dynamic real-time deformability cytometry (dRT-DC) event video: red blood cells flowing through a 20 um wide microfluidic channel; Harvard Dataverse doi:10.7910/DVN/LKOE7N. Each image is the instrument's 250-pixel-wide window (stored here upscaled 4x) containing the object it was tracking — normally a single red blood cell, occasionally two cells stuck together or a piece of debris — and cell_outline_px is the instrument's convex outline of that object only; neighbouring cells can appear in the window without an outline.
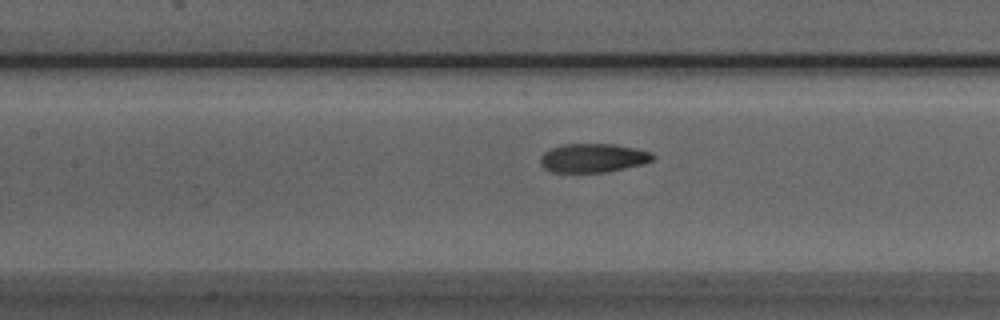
{"species": "Egyptian fruit bat (a non-hibernating species)", "species_latin": "Rousettus aegyptiacus", "temperature_condition": "room temperature", "stored_images_in_passage": 35, "camera_frame_rate_fps": 3000, "um_per_image_px": 0.085, "animal": {"sex": "male"}, "frame": {"image": 1, "passage_image": 16, "time_ms": 5.0, "image_size_px": [1000, 320], "cell_outline_px": [[656, 156], [652, 160], [644, 164], [604, 172], [552, 172], [544, 168], [540, 164], [540, 156], [544, 152], [552, 148], [564, 144], [612, 144], [652, 152]], "centroid_in_image_um": [50.4, 13.43], "position_along_channel_um": 157.0, "area_um2": 18.79}}
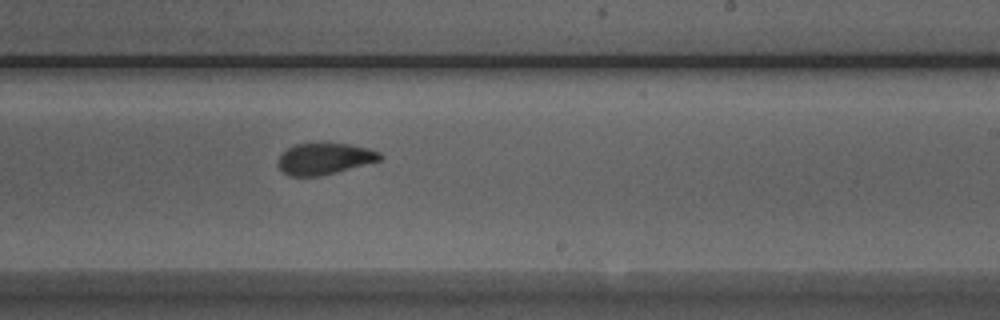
{"frame": {"image": 2, "passage_image": 24, "time_ms": 7.667, "image_size_px": [1000, 320], "cell_outline_px": [[384, 156], [380, 160], [336, 172], [320, 176], [288, 176], [280, 168], [280, 156], [288, 148], [296, 144], [348, 144], [368, 148], [380, 152]], "centroid_in_image_um": [27.62, 13.5], "position_along_channel_um": 261.4, "area_um2": 18.21}}
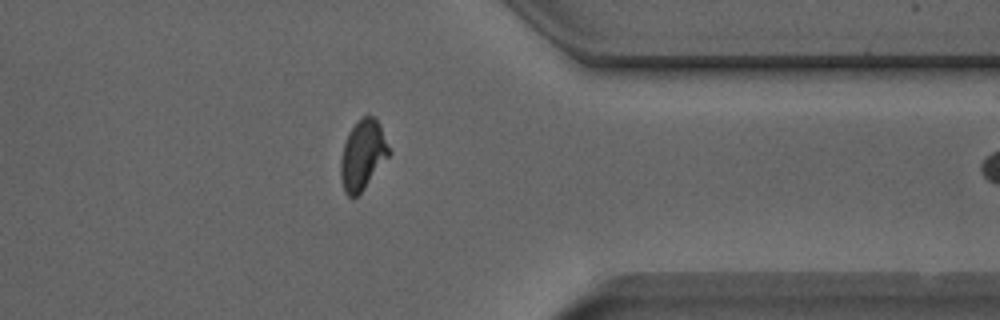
{"frame": {"image": 3, "passage_image": 34, "time_ms": 11.0, "image_size_px": [1000, 320], "cell_outline_px": [[392, 152], [364, 188], [352, 200], [344, 192], [340, 176], [340, 164], [344, 144], [348, 132], [360, 116], [376, 116], [380, 124]], "centroid_in_image_um": [30.84, 13.14], "position_along_channel_um": 380.6, "area_um2": 19.83}}